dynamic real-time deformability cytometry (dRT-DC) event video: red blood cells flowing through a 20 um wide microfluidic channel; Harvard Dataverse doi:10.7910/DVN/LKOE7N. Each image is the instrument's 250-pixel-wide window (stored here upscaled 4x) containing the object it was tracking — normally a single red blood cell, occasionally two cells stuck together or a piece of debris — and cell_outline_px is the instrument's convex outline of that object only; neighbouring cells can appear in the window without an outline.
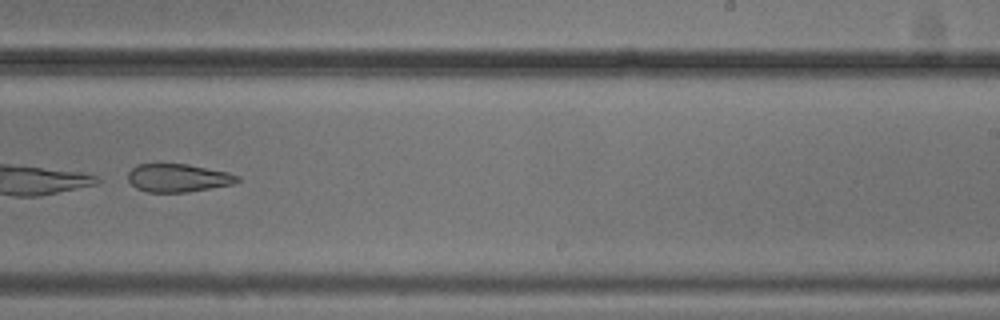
{"species": "common noctule bat (a hibernating species)", "species_latin": "Nyctalus noctula", "temperature_condition": "cold", "stored_images_in_passage": 47, "camera_frame_rate_fps": 3000, "um_per_image_px": 0.085, "animal": {"sex": "male", "body_mass_g": 20.5, "forearm_length_mm": 52.5}, "frame": {"image": 1, "passage_image": 33, "time_ms": 10.667, "image_size_px": [1000, 320], "cell_outline_px": [[240, 180], [232, 184], [188, 192], [148, 192], [136, 188], [128, 180], [128, 172], [136, 164], [188, 164], [228, 172], [240, 176]], "centroid_in_image_um": [15.13, 15.12], "position_along_channel_um": 273.9, "area_um2": 17.92}}